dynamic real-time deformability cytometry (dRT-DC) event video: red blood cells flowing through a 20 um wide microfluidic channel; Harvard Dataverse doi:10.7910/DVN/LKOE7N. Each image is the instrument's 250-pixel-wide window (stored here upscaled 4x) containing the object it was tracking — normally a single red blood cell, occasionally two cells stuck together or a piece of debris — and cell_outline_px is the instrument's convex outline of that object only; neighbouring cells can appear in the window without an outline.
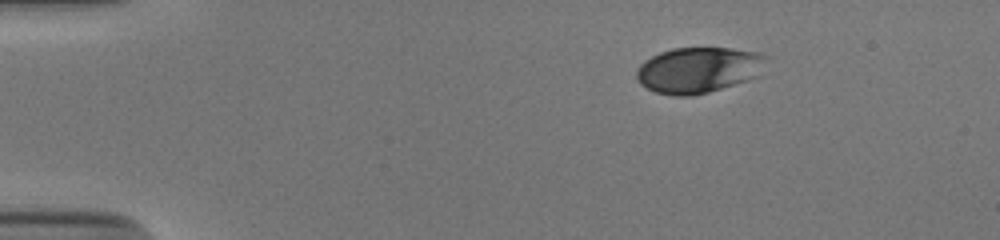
{"species": "human", "species_latin": "Homo sapiens", "temperature_condition": "cold", "stored_images_in_passage": 42, "camera_frame_rate_fps": 3000, "um_per_image_px": 0.085, "donor": {"sex": "male"}, "frame": {"image": 1, "passage_image": 1, "time_ms": 0.0, "image_size_px": [1000, 240], "cell_outline_px": [[768, 56], [760, 76], [748, 80], [708, 92], [692, 96], [672, 96], [656, 92], [640, 84], [636, 80], [636, 68], [644, 60], [660, 52], [672, 48], [732, 48], [756, 52]], "centroid_in_image_um": [59.36, 5.95], "position_along_channel_um": 25.6, "area_um2": 34.91}}
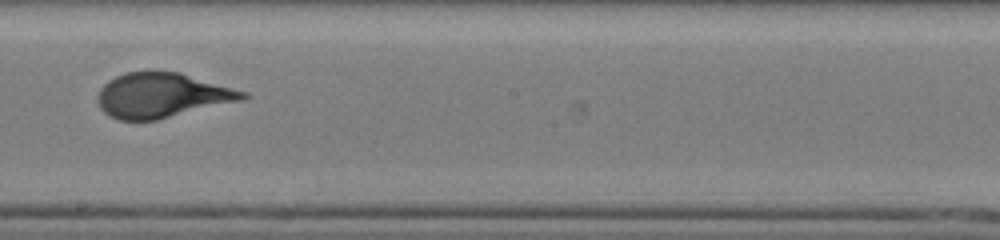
{"frame": {"image": 2, "passage_image": 24, "time_ms": 7.667, "image_size_px": [1000, 240], "cell_outline_px": [[252, 96], [244, 100], [156, 120], [120, 120], [104, 112], [100, 108], [96, 96], [100, 88], [108, 80], [116, 76], [128, 72], [180, 72], [248, 92]], "centroid_in_image_um": [13.8, 8.1], "position_along_channel_um": 234.4, "area_um2": 37.86}}
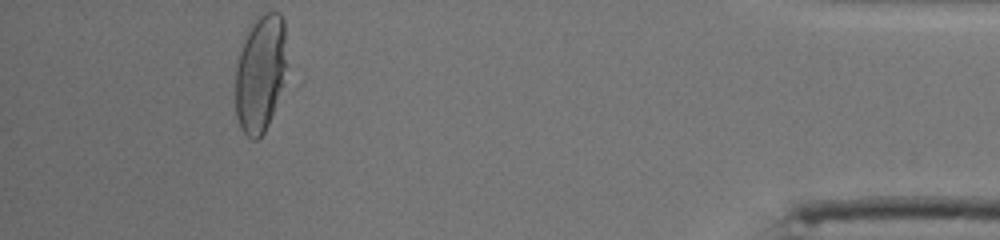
{"frame": {"image": 3, "passage_image": 42, "time_ms": 13.667, "image_size_px": [1000, 240], "cell_outline_px": [[284, 68], [280, 88], [268, 124], [264, 132], [256, 140], [252, 140], [240, 128], [236, 116], [236, 68], [240, 52], [244, 40], [252, 20], [256, 16], [264, 12], [280, 12], [284, 20]], "centroid_in_image_um": [22.08, 6.2], "position_along_channel_um": 413.1, "area_um2": 34.22}, "authors_computed_cell_mechanics": {"area_um2": 37.3677, "velocity_mm_per_s": 3.8662, "shape_relaxation_time_tau1_ms": 4.7013, "shape_relaxation_time_tau2_ms": null, "deformation_change_tau1": 0.1922, "deformation_change_tau2": null}}